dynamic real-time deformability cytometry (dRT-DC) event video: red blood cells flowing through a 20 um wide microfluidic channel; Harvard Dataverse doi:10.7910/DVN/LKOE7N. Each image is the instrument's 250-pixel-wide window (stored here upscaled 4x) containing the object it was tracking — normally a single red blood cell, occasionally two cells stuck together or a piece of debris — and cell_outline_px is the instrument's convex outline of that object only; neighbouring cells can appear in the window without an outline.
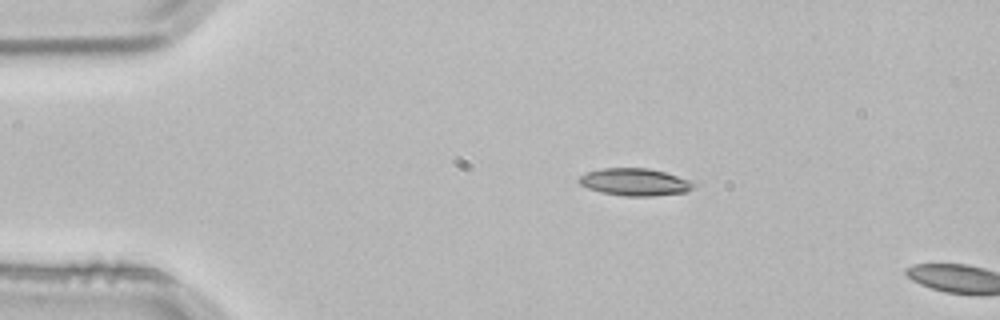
{"species": "common noctule bat (a hibernating species)", "species_latin": "Nyctalus noctula", "temperature_condition": "room temperature", "stored_images_in_passage": 2, "camera_frame_rate_fps": 3000, "um_per_image_px": 0.085, "animal": {"sex": "male", "body_mass_g": 21.5, "forearm_length_mm": 52.0}, "frame": {"image": 1, "passage_image": 1, "time_ms": 0.0, "image_size_px": [1000, 320], "cell_outline_px": [[700, 184], [688, 192], [652, 196], [624, 196], [600, 192], [588, 188], [580, 184], [576, 180], [580, 176], [588, 172], [604, 168], [648, 168], [664, 172]], "centroid_in_image_um": [53.99, 15.48], "position_along_channel_um": 31.0, "area_um2": 18.32}}